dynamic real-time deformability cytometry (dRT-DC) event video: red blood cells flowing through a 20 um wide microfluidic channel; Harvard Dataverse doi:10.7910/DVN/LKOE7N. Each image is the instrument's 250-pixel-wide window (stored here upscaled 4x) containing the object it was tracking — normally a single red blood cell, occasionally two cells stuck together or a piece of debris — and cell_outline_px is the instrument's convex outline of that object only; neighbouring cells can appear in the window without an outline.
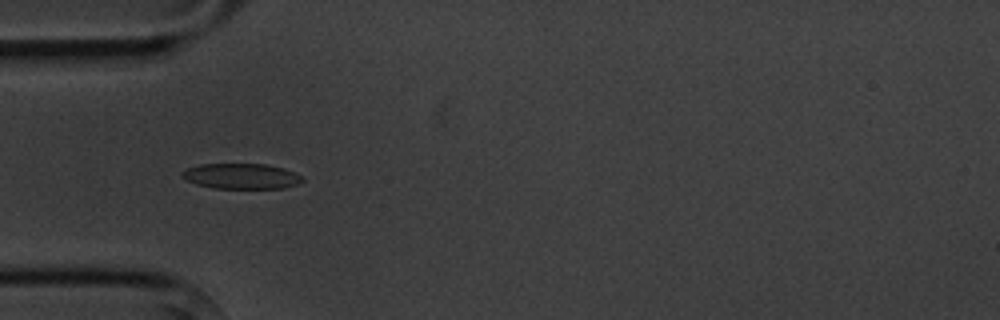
{"species": "common noctule bat (a hibernating species)", "species_latin": "Nyctalus noctula", "temperature_condition": "cold", "stored_images_in_passage": 8, "camera_frame_rate_fps": 3000, "um_per_image_px": 0.085, "animal": {"sex": "male", "body_mass_g": 20.1, "forearm_length_mm": 53.5}, "frame": {"image": 1, "passage_image": 5, "time_ms": 4.667, "image_size_px": [1000, 320], "cell_outline_px": [[304, 180], [296, 184], [284, 188], [216, 188], [196, 184], [180, 176], [180, 172], [188, 168], [200, 164], [264, 164], [284, 168], [300, 176]], "centroid_in_image_um": [20.48, 14.97], "position_along_channel_um": 64.5, "area_um2": 17.63}}
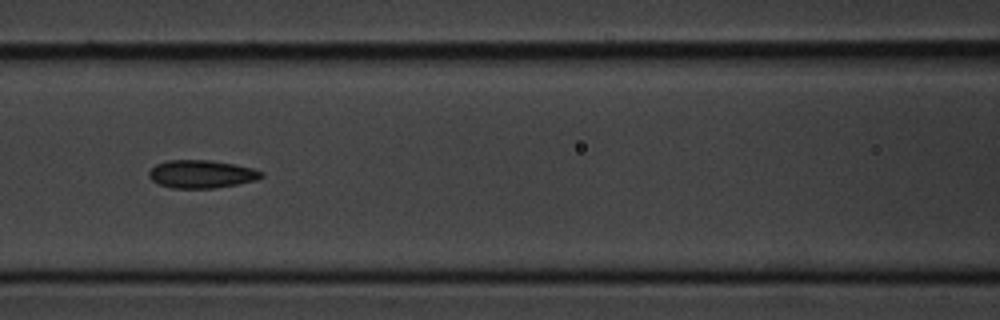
{"frame": {"image": 2, "passage_image": 7, "time_ms": 7.0, "image_size_px": [1000, 320], "cell_outline_px": [[264, 176], [256, 180], [216, 188], [172, 188], [160, 184], [152, 180], [148, 176], [148, 172], [156, 164], [168, 160], [208, 160], [232, 164], [252, 168], [264, 172]], "centroid_in_image_um": [17.12, 14.8], "position_along_channel_um": 149.5, "area_um2": 18.21}}
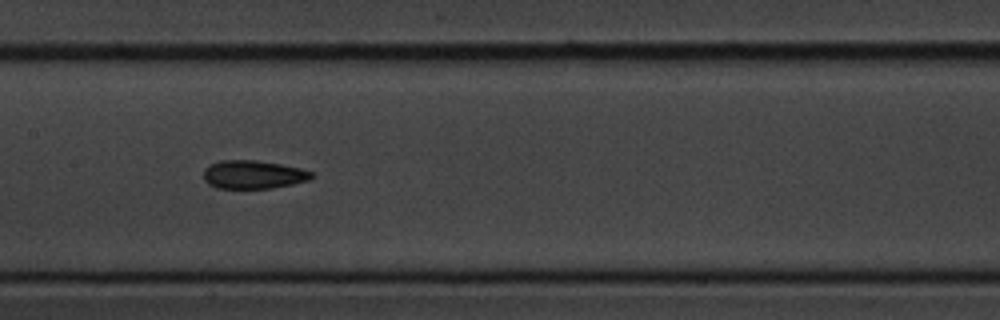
{"frame": {"image": 3, "passage_image": 8, "time_ms": 8.0, "image_size_px": [1000, 320], "cell_outline_px": [[316, 176], [308, 180], [292, 184], [272, 188], [216, 188], [208, 184], [204, 180], [204, 168], [208, 164], [220, 160], [256, 160], [280, 164], [300, 168], [312, 172]], "centroid_in_image_um": [21.5, 14.83], "position_along_channel_um": 185.9, "area_um2": 17.98}}